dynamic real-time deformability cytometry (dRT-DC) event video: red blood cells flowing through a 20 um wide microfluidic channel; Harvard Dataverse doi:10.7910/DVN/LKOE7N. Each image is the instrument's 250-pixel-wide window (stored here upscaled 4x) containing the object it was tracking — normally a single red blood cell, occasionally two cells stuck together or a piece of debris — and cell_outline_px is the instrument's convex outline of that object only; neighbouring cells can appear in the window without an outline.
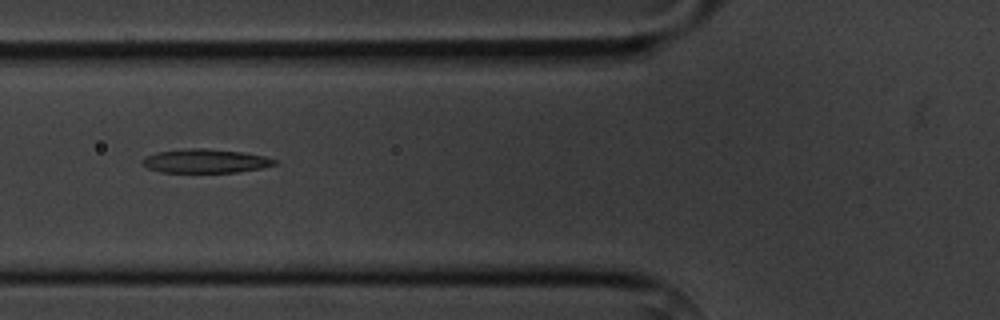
{"species": "common noctule bat (a hibernating species)", "species_latin": "Nyctalus noctula", "temperature_condition": "cold", "stored_images_in_passage": 6, "camera_frame_rate_fps": 3000, "um_per_image_px": 0.085, "animal": {"sex": "male", "body_mass_g": 20.1, "forearm_length_mm": 53.5}, "frame": {"image": 1, "passage_image": 6, "time_ms": 6.333, "image_size_px": [1000, 320], "cell_outline_px": [[276, 164], [260, 168], [236, 172], [160, 172], [148, 168], [144, 164], [144, 156], [156, 152], [188, 148], [204, 148], [244, 152], [264, 156], [276, 160]], "centroid_in_image_um": [17.45, 13.68], "position_along_channel_um": 108.4, "area_um2": 18.21}}